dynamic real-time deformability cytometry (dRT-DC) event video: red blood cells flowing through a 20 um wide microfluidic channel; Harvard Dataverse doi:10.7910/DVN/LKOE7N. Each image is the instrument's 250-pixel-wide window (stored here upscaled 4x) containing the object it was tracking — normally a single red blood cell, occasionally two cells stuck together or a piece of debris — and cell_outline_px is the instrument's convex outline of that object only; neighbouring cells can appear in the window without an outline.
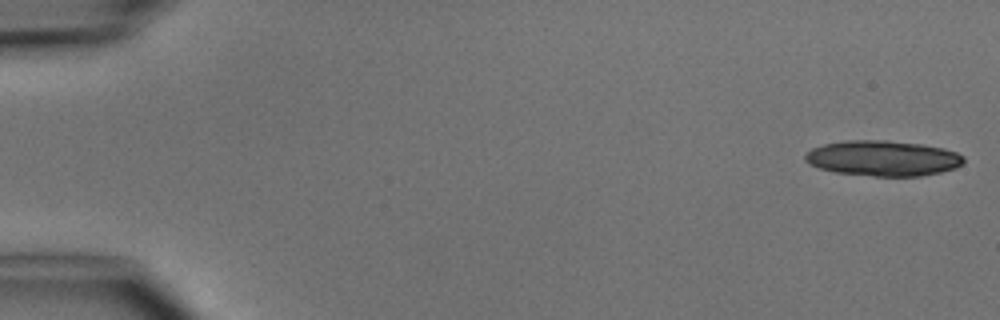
{"species": "common noctule bat (a hibernating species)", "species_latin": "Nyctalus noctula", "temperature_condition": "cold", "stored_images_in_passage": 6, "camera_frame_rate_fps": 3000, "um_per_image_px": 0.085, "animal": {"sex": "male", "body_mass_g": 15.6}, "frame": {"image": 1, "passage_image": 1, "time_ms": 0.0, "image_size_px": [1000, 320], "cell_outline_px": [[964, 164], [956, 168], [940, 172], [920, 176], [872, 176], [836, 172], [820, 168], [808, 164], [804, 160], [804, 152], [812, 148], [824, 144], [844, 140], [888, 140], [920, 144], [944, 148], [956, 152], [964, 156]], "centroid_in_image_um": [75.04, 13.45], "position_along_channel_um": 10.0, "area_um2": 33.0}}